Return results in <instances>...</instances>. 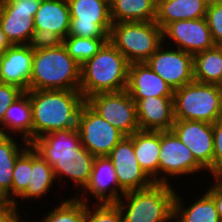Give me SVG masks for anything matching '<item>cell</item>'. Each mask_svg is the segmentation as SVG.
I'll list each match as a JSON object with an SVG mask.
<instances>
[{
    "label": "cell",
    "instance_id": "1",
    "mask_svg": "<svg viewBox=\"0 0 222 222\" xmlns=\"http://www.w3.org/2000/svg\"><path fill=\"white\" fill-rule=\"evenodd\" d=\"M32 108V141L45 134L75 129L85 99L79 90H29Z\"/></svg>",
    "mask_w": 222,
    "mask_h": 222
},
{
    "label": "cell",
    "instance_id": "2",
    "mask_svg": "<svg viewBox=\"0 0 222 222\" xmlns=\"http://www.w3.org/2000/svg\"><path fill=\"white\" fill-rule=\"evenodd\" d=\"M80 65L62 42L34 44L29 90H79Z\"/></svg>",
    "mask_w": 222,
    "mask_h": 222
},
{
    "label": "cell",
    "instance_id": "3",
    "mask_svg": "<svg viewBox=\"0 0 222 222\" xmlns=\"http://www.w3.org/2000/svg\"><path fill=\"white\" fill-rule=\"evenodd\" d=\"M129 62L110 42L80 66V88L84 99L101 92L126 89Z\"/></svg>",
    "mask_w": 222,
    "mask_h": 222
},
{
    "label": "cell",
    "instance_id": "4",
    "mask_svg": "<svg viewBox=\"0 0 222 222\" xmlns=\"http://www.w3.org/2000/svg\"><path fill=\"white\" fill-rule=\"evenodd\" d=\"M171 184L154 183L151 187L129 191L117 201L123 222H172L176 190Z\"/></svg>",
    "mask_w": 222,
    "mask_h": 222
},
{
    "label": "cell",
    "instance_id": "5",
    "mask_svg": "<svg viewBox=\"0 0 222 222\" xmlns=\"http://www.w3.org/2000/svg\"><path fill=\"white\" fill-rule=\"evenodd\" d=\"M175 120H196L213 124L222 118V86L193 81L174 90Z\"/></svg>",
    "mask_w": 222,
    "mask_h": 222
},
{
    "label": "cell",
    "instance_id": "6",
    "mask_svg": "<svg viewBox=\"0 0 222 222\" xmlns=\"http://www.w3.org/2000/svg\"><path fill=\"white\" fill-rule=\"evenodd\" d=\"M109 41L132 63L146 62L163 44L155 21L112 23Z\"/></svg>",
    "mask_w": 222,
    "mask_h": 222
},
{
    "label": "cell",
    "instance_id": "7",
    "mask_svg": "<svg viewBox=\"0 0 222 222\" xmlns=\"http://www.w3.org/2000/svg\"><path fill=\"white\" fill-rule=\"evenodd\" d=\"M85 103L125 136L140 130L136 103L126 90L96 93L86 98Z\"/></svg>",
    "mask_w": 222,
    "mask_h": 222
},
{
    "label": "cell",
    "instance_id": "8",
    "mask_svg": "<svg viewBox=\"0 0 222 222\" xmlns=\"http://www.w3.org/2000/svg\"><path fill=\"white\" fill-rule=\"evenodd\" d=\"M71 16L68 36L109 38L110 6L101 0H67Z\"/></svg>",
    "mask_w": 222,
    "mask_h": 222
},
{
    "label": "cell",
    "instance_id": "9",
    "mask_svg": "<svg viewBox=\"0 0 222 222\" xmlns=\"http://www.w3.org/2000/svg\"><path fill=\"white\" fill-rule=\"evenodd\" d=\"M76 128L81 145L95 157L108 156L125 136L86 103L80 108Z\"/></svg>",
    "mask_w": 222,
    "mask_h": 222
},
{
    "label": "cell",
    "instance_id": "10",
    "mask_svg": "<svg viewBox=\"0 0 222 222\" xmlns=\"http://www.w3.org/2000/svg\"><path fill=\"white\" fill-rule=\"evenodd\" d=\"M159 153L158 183L169 184L171 176L178 178L198 174L202 169L207 171L172 130L160 131Z\"/></svg>",
    "mask_w": 222,
    "mask_h": 222
},
{
    "label": "cell",
    "instance_id": "11",
    "mask_svg": "<svg viewBox=\"0 0 222 222\" xmlns=\"http://www.w3.org/2000/svg\"><path fill=\"white\" fill-rule=\"evenodd\" d=\"M41 0L0 1V26L12 45L35 44L34 16Z\"/></svg>",
    "mask_w": 222,
    "mask_h": 222
},
{
    "label": "cell",
    "instance_id": "12",
    "mask_svg": "<svg viewBox=\"0 0 222 222\" xmlns=\"http://www.w3.org/2000/svg\"><path fill=\"white\" fill-rule=\"evenodd\" d=\"M162 44L146 61L148 66L157 73L173 91L192 83L193 55L178 48L167 49Z\"/></svg>",
    "mask_w": 222,
    "mask_h": 222
},
{
    "label": "cell",
    "instance_id": "13",
    "mask_svg": "<svg viewBox=\"0 0 222 222\" xmlns=\"http://www.w3.org/2000/svg\"><path fill=\"white\" fill-rule=\"evenodd\" d=\"M70 21L67 0H41L34 16L35 43L62 42L68 36Z\"/></svg>",
    "mask_w": 222,
    "mask_h": 222
},
{
    "label": "cell",
    "instance_id": "14",
    "mask_svg": "<svg viewBox=\"0 0 222 222\" xmlns=\"http://www.w3.org/2000/svg\"><path fill=\"white\" fill-rule=\"evenodd\" d=\"M108 157L115 168L119 187L126 193L151 187L154 182L141 169L133 148V134L124 136Z\"/></svg>",
    "mask_w": 222,
    "mask_h": 222
},
{
    "label": "cell",
    "instance_id": "15",
    "mask_svg": "<svg viewBox=\"0 0 222 222\" xmlns=\"http://www.w3.org/2000/svg\"><path fill=\"white\" fill-rule=\"evenodd\" d=\"M163 43L170 39L176 47L189 54H196L214 47L206 18L178 20L167 24L162 29ZM167 38V39H166Z\"/></svg>",
    "mask_w": 222,
    "mask_h": 222
},
{
    "label": "cell",
    "instance_id": "16",
    "mask_svg": "<svg viewBox=\"0 0 222 222\" xmlns=\"http://www.w3.org/2000/svg\"><path fill=\"white\" fill-rule=\"evenodd\" d=\"M171 130L212 176L214 153L212 124L196 120H175Z\"/></svg>",
    "mask_w": 222,
    "mask_h": 222
},
{
    "label": "cell",
    "instance_id": "17",
    "mask_svg": "<svg viewBox=\"0 0 222 222\" xmlns=\"http://www.w3.org/2000/svg\"><path fill=\"white\" fill-rule=\"evenodd\" d=\"M82 190L81 197L79 194L76 198L82 199V195L87 196L89 192L97 203H116L125 194L119 187L115 168L108 156L95 157L91 175Z\"/></svg>",
    "mask_w": 222,
    "mask_h": 222
},
{
    "label": "cell",
    "instance_id": "18",
    "mask_svg": "<svg viewBox=\"0 0 222 222\" xmlns=\"http://www.w3.org/2000/svg\"><path fill=\"white\" fill-rule=\"evenodd\" d=\"M34 44L11 45L1 54L0 82L29 91Z\"/></svg>",
    "mask_w": 222,
    "mask_h": 222
},
{
    "label": "cell",
    "instance_id": "19",
    "mask_svg": "<svg viewBox=\"0 0 222 222\" xmlns=\"http://www.w3.org/2000/svg\"><path fill=\"white\" fill-rule=\"evenodd\" d=\"M40 156L53 168L56 180L69 178L81 191L89 180L95 159L82 145L76 148L74 154Z\"/></svg>",
    "mask_w": 222,
    "mask_h": 222
},
{
    "label": "cell",
    "instance_id": "20",
    "mask_svg": "<svg viewBox=\"0 0 222 222\" xmlns=\"http://www.w3.org/2000/svg\"><path fill=\"white\" fill-rule=\"evenodd\" d=\"M126 92L135 103L143 98L173 97V89L146 62L129 64Z\"/></svg>",
    "mask_w": 222,
    "mask_h": 222
},
{
    "label": "cell",
    "instance_id": "21",
    "mask_svg": "<svg viewBox=\"0 0 222 222\" xmlns=\"http://www.w3.org/2000/svg\"><path fill=\"white\" fill-rule=\"evenodd\" d=\"M140 130L168 131L175 122L173 97H146L136 102Z\"/></svg>",
    "mask_w": 222,
    "mask_h": 222
},
{
    "label": "cell",
    "instance_id": "22",
    "mask_svg": "<svg viewBox=\"0 0 222 222\" xmlns=\"http://www.w3.org/2000/svg\"><path fill=\"white\" fill-rule=\"evenodd\" d=\"M207 0H158L155 22L163 29L167 24L206 16Z\"/></svg>",
    "mask_w": 222,
    "mask_h": 222
},
{
    "label": "cell",
    "instance_id": "23",
    "mask_svg": "<svg viewBox=\"0 0 222 222\" xmlns=\"http://www.w3.org/2000/svg\"><path fill=\"white\" fill-rule=\"evenodd\" d=\"M133 148L141 169L158 183L160 131H136L133 133Z\"/></svg>",
    "mask_w": 222,
    "mask_h": 222
},
{
    "label": "cell",
    "instance_id": "24",
    "mask_svg": "<svg viewBox=\"0 0 222 222\" xmlns=\"http://www.w3.org/2000/svg\"><path fill=\"white\" fill-rule=\"evenodd\" d=\"M10 132L23 135L22 141L29 144L32 142V108L29 96L25 92L7 108L0 125V134L10 135Z\"/></svg>",
    "mask_w": 222,
    "mask_h": 222
},
{
    "label": "cell",
    "instance_id": "25",
    "mask_svg": "<svg viewBox=\"0 0 222 222\" xmlns=\"http://www.w3.org/2000/svg\"><path fill=\"white\" fill-rule=\"evenodd\" d=\"M189 206H183L184 202L178 193H175L173 204V222H221L214 199L207 193Z\"/></svg>",
    "mask_w": 222,
    "mask_h": 222
},
{
    "label": "cell",
    "instance_id": "26",
    "mask_svg": "<svg viewBox=\"0 0 222 222\" xmlns=\"http://www.w3.org/2000/svg\"><path fill=\"white\" fill-rule=\"evenodd\" d=\"M30 145L39 155H65L76 153L81 141L75 128L57 130L37 137Z\"/></svg>",
    "mask_w": 222,
    "mask_h": 222
},
{
    "label": "cell",
    "instance_id": "27",
    "mask_svg": "<svg viewBox=\"0 0 222 222\" xmlns=\"http://www.w3.org/2000/svg\"><path fill=\"white\" fill-rule=\"evenodd\" d=\"M26 191L18 198L36 200L45 196L56 181L53 168L30 145V176Z\"/></svg>",
    "mask_w": 222,
    "mask_h": 222
},
{
    "label": "cell",
    "instance_id": "28",
    "mask_svg": "<svg viewBox=\"0 0 222 222\" xmlns=\"http://www.w3.org/2000/svg\"><path fill=\"white\" fill-rule=\"evenodd\" d=\"M157 4L153 0H112V23L155 21Z\"/></svg>",
    "mask_w": 222,
    "mask_h": 222
},
{
    "label": "cell",
    "instance_id": "29",
    "mask_svg": "<svg viewBox=\"0 0 222 222\" xmlns=\"http://www.w3.org/2000/svg\"><path fill=\"white\" fill-rule=\"evenodd\" d=\"M195 81L222 86V45L193 55Z\"/></svg>",
    "mask_w": 222,
    "mask_h": 222
},
{
    "label": "cell",
    "instance_id": "30",
    "mask_svg": "<svg viewBox=\"0 0 222 222\" xmlns=\"http://www.w3.org/2000/svg\"><path fill=\"white\" fill-rule=\"evenodd\" d=\"M29 146L27 141L18 144L11 135L0 134V190L6 194L10 202L15 162Z\"/></svg>",
    "mask_w": 222,
    "mask_h": 222
},
{
    "label": "cell",
    "instance_id": "31",
    "mask_svg": "<svg viewBox=\"0 0 222 222\" xmlns=\"http://www.w3.org/2000/svg\"><path fill=\"white\" fill-rule=\"evenodd\" d=\"M109 38L67 36L63 41L68 54L81 66L92 58Z\"/></svg>",
    "mask_w": 222,
    "mask_h": 222
},
{
    "label": "cell",
    "instance_id": "32",
    "mask_svg": "<svg viewBox=\"0 0 222 222\" xmlns=\"http://www.w3.org/2000/svg\"><path fill=\"white\" fill-rule=\"evenodd\" d=\"M87 197L62 200L55 209L47 213L41 222H84Z\"/></svg>",
    "mask_w": 222,
    "mask_h": 222
},
{
    "label": "cell",
    "instance_id": "33",
    "mask_svg": "<svg viewBox=\"0 0 222 222\" xmlns=\"http://www.w3.org/2000/svg\"><path fill=\"white\" fill-rule=\"evenodd\" d=\"M30 176V146L17 158L12 173L11 203L17 208L19 198L28 187Z\"/></svg>",
    "mask_w": 222,
    "mask_h": 222
},
{
    "label": "cell",
    "instance_id": "34",
    "mask_svg": "<svg viewBox=\"0 0 222 222\" xmlns=\"http://www.w3.org/2000/svg\"><path fill=\"white\" fill-rule=\"evenodd\" d=\"M84 222H123V217L117 203H98L92 208L86 203Z\"/></svg>",
    "mask_w": 222,
    "mask_h": 222
},
{
    "label": "cell",
    "instance_id": "35",
    "mask_svg": "<svg viewBox=\"0 0 222 222\" xmlns=\"http://www.w3.org/2000/svg\"><path fill=\"white\" fill-rule=\"evenodd\" d=\"M205 18L214 43L222 45V2L210 3Z\"/></svg>",
    "mask_w": 222,
    "mask_h": 222
},
{
    "label": "cell",
    "instance_id": "36",
    "mask_svg": "<svg viewBox=\"0 0 222 222\" xmlns=\"http://www.w3.org/2000/svg\"><path fill=\"white\" fill-rule=\"evenodd\" d=\"M25 91L16 85L0 82V125L3 123L7 108Z\"/></svg>",
    "mask_w": 222,
    "mask_h": 222
},
{
    "label": "cell",
    "instance_id": "37",
    "mask_svg": "<svg viewBox=\"0 0 222 222\" xmlns=\"http://www.w3.org/2000/svg\"><path fill=\"white\" fill-rule=\"evenodd\" d=\"M213 129V177L222 170V118L212 124Z\"/></svg>",
    "mask_w": 222,
    "mask_h": 222
},
{
    "label": "cell",
    "instance_id": "38",
    "mask_svg": "<svg viewBox=\"0 0 222 222\" xmlns=\"http://www.w3.org/2000/svg\"><path fill=\"white\" fill-rule=\"evenodd\" d=\"M214 183L211 187L206 190V192L214 199V203L219 215V218L222 222V182H220L216 177H214Z\"/></svg>",
    "mask_w": 222,
    "mask_h": 222
},
{
    "label": "cell",
    "instance_id": "39",
    "mask_svg": "<svg viewBox=\"0 0 222 222\" xmlns=\"http://www.w3.org/2000/svg\"><path fill=\"white\" fill-rule=\"evenodd\" d=\"M18 208H16L13 204H11L8 208L0 210V222H17L20 217V211L18 212Z\"/></svg>",
    "mask_w": 222,
    "mask_h": 222
},
{
    "label": "cell",
    "instance_id": "40",
    "mask_svg": "<svg viewBox=\"0 0 222 222\" xmlns=\"http://www.w3.org/2000/svg\"><path fill=\"white\" fill-rule=\"evenodd\" d=\"M12 44L7 39L5 33L2 31L0 26V54H2L6 49H8Z\"/></svg>",
    "mask_w": 222,
    "mask_h": 222
},
{
    "label": "cell",
    "instance_id": "41",
    "mask_svg": "<svg viewBox=\"0 0 222 222\" xmlns=\"http://www.w3.org/2000/svg\"><path fill=\"white\" fill-rule=\"evenodd\" d=\"M11 204L6 194L0 190V210L8 208Z\"/></svg>",
    "mask_w": 222,
    "mask_h": 222
},
{
    "label": "cell",
    "instance_id": "42",
    "mask_svg": "<svg viewBox=\"0 0 222 222\" xmlns=\"http://www.w3.org/2000/svg\"><path fill=\"white\" fill-rule=\"evenodd\" d=\"M215 177L222 182V170Z\"/></svg>",
    "mask_w": 222,
    "mask_h": 222
},
{
    "label": "cell",
    "instance_id": "43",
    "mask_svg": "<svg viewBox=\"0 0 222 222\" xmlns=\"http://www.w3.org/2000/svg\"><path fill=\"white\" fill-rule=\"evenodd\" d=\"M207 2L210 3H215V2H222V0H207Z\"/></svg>",
    "mask_w": 222,
    "mask_h": 222
},
{
    "label": "cell",
    "instance_id": "44",
    "mask_svg": "<svg viewBox=\"0 0 222 222\" xmlns=\"http://www.w3.org/2000/svg\"><path fill=\"white\" fill-rule=\"evenodd\" d=\"M17 222H28V221H26L25 219H23V220H21L20 218L17 220ZM29 222H31V221H29ZM32 222H37L36 220L35 221H32ZM40 222V221H39Z\"/></svg>",
    "mask_w": 222,
    "mask_h": 222
},
{
    "label": "cell",
    "instance_id": "45",
    "mask_svg": "<svg viewBox=\"0 0 222 222\" xmlns=\"http://www.w3.org/2000/svg\"><path fill=\"white\" fill-rule=\"evenodd\" d=\"M101 1L107 3L109 6H110V4H111V2H112V0H101Z\"/></svg>",
    "mask_w": 222,
    "mask_h": 222
},
{
    "label": "cell",
    "instance_id": "46",
    "mask_svg": "<svg viewBox=\"0 0 222 222\" xmlns=\"http://www.w3.org/2000/svg\"><path fill=\"white\" fill-rule=\"evenodd\" d=\"M0 1H18V0H0Z\"/></svg>",
    "mask_w": 222,
    "mask_h": 222
}]
</instances>
